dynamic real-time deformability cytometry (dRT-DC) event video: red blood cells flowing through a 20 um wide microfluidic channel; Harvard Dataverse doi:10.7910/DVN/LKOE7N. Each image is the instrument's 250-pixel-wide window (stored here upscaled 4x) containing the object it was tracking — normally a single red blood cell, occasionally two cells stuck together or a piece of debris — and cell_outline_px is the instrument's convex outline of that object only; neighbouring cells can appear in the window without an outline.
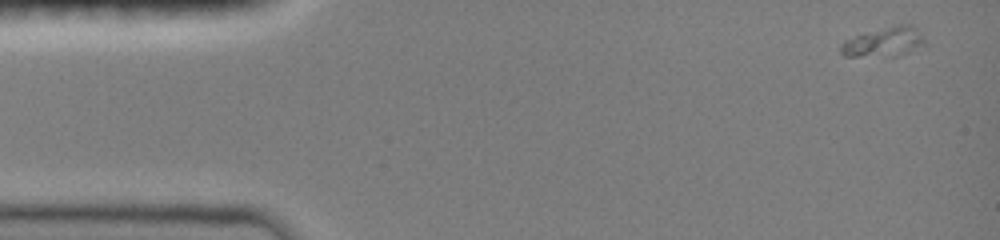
{"species": "common noctule bat (a hibernating species)", "species_latin": "Nyctalus noctula", "temperature_condition": "room temperature", "stored_images_in_passage": 61, "camera_frame_rate_fps": 3000, "um_per_image_px": 0.085, "animal": {"sex": "female", "body_mass_g": 19.0, "forearm_length_mm": 51.5}, "frame": {"image": 1, "passage_image": 1, "time_ms": 0.0, "image_size_px": [1000, 240], "cell_outline_px": [[924, 40], [920, 44], [908, 52], [900, 56], [844, 56], [840, 52], [840, 44], [844, 40], [856, 36], [896, 24], [912, 24], [916, 28]], "centroid_in_image_um": [75.08, 3.57], "position_along_channel_um": 9.9, "area_um2": 14.05}}
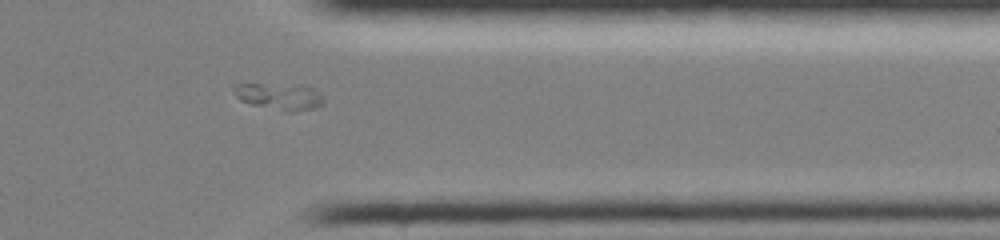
{"frame": {"image": 2, "passage_image": 49, "time_ms": 12.0, "image_size_px": [1000, 240], "cell_outline_px": [[324, 104], [316, 108], [296, 112], [284, 112], [252, 104], [240, 100], [236, 96], [236, 84], [260, 84], [312, 88], [324, 100]], "centroid_in_image_um": [23.77, 8.26], "position_along_channel_um": 387.6, "area_um2": 13.35}}